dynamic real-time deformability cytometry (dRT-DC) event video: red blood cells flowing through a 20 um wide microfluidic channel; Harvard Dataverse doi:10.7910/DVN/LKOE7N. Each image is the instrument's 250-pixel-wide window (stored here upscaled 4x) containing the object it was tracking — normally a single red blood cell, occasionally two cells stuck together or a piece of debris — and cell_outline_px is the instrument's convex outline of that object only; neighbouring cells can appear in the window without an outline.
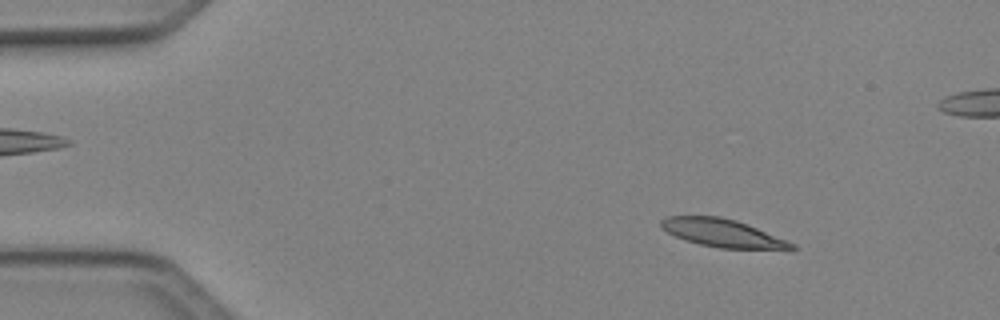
{"species": "Egyptian fruit bat (a non-hibernating species)", "species_latin": "Rousettus aegyptiacus", "temperature_condition": "cold", "stored_images_in_passage": 47, "segment_of_instrument_passage": [1, 2], "camera_frame_rate_fps": 3000, "um_per_image_px": 0.085, "animal": {"sex": "female"}, "frame": {"image": 1, "passage_image": 3, "time_ms": 0.667, "image_size_px": [1000, 320], "cell_outline_px": [[796, 248], [792, 252], [720, 248], [700, 244], [684, 240], [660, 228], [660, 220], [668, 216], [720, 216], [736, 220], [748, 224], [796, 244]], "centroid_in_image_um": [61.55, 19.85], "position_along_channel_um": 23.5, "area_um2": 22.02}}
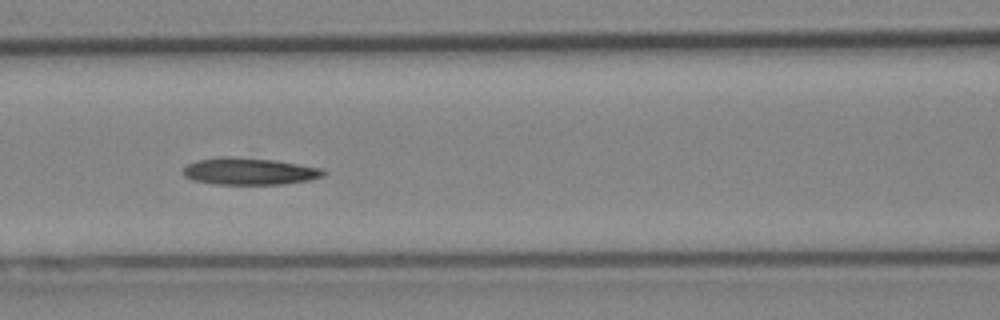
{"frame": {"image": 2, "passage_image": 18, "time_ms": 5.667, "image_size_px": [1000, 320], "cell_outline_px": [[324, 176], [308, 180], [284, 184], [216, 184], [192, 180], [184, 176], [184, 168], [188, 164], [196, 160], [220, 156], [228, 156], [272, 160], [320, 168], [324, 172]], "centroid_in_image_um": [21.14, 14.56], "position_along_channel_um": 145.5, "area_um2": 21.79}}
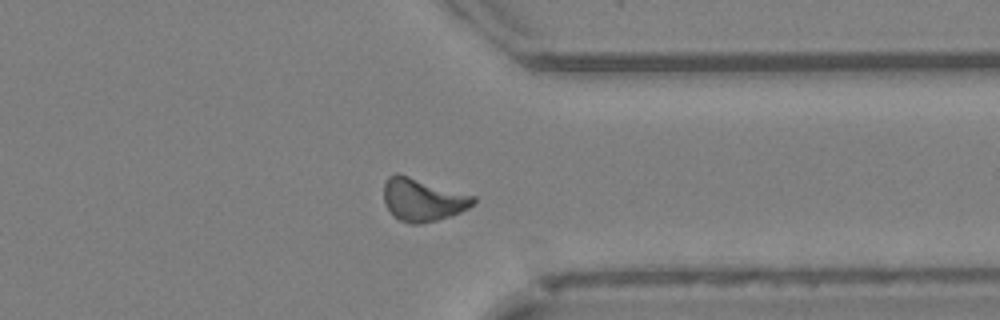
{"frame": {"image": 3, "passage_image": 35, "time_ms": 11.333, "image_size_px": [1000, 320], "cell_outline_px": [[476, 200], [468, 208], [460, 212], [436, 220], [416, 224], [412, 224], [400, 220], [384, 204], [384, 184], [388, 176], [396, 172], [476, 196]], "centroid_in_image_um": [35.92, 16.95], "position_along_channel_um": 375.5, "area_um2": 22.08}}